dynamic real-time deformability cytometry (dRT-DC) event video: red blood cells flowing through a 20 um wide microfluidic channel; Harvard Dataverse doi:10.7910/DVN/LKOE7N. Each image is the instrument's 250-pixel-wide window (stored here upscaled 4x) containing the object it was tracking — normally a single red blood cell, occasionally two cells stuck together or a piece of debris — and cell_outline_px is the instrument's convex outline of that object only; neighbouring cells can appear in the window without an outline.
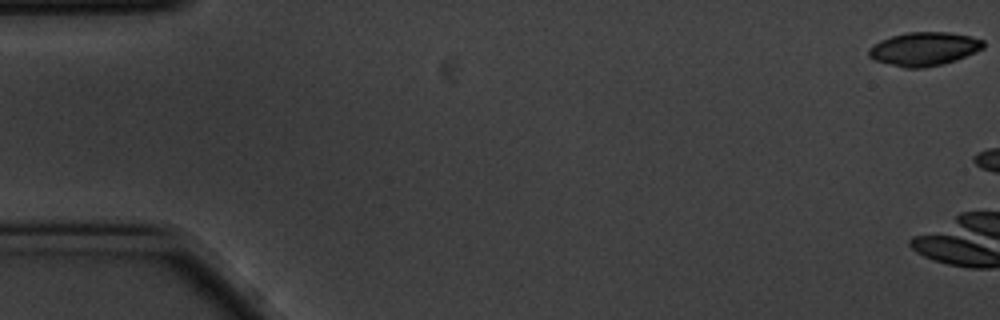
{"species": "common noctule bat (a hibernating species)", "species_latin": "Nyctalus noctula", "temperature_condition": "cold", "stored_images_in_passage": 5, "camera_frame_rate_fps": 3000, "um_per_image_px": 0.085, "animal": {"sex": "male", "body_mass_g": 20.1, "forearm_length_mm": 53.5}, "frame": {"image": 1, "passage_image": 1, "time_ms": 0.0, "image_size_px": [1000, 320], "cell_outline_px": [[984, 48], [976, 52], [956, 60], [924, 68], [904, 68], [876, 60], [868, 56], [868, 48], [872, 44], [880, 40], [892, 36], [908, 32], [948, 32], [972, 36], [984, 40]], "centroid_in_image_um": [78.55, 4.15], "position_along_channel_um": 6.4, "area_um2": 22.48}}